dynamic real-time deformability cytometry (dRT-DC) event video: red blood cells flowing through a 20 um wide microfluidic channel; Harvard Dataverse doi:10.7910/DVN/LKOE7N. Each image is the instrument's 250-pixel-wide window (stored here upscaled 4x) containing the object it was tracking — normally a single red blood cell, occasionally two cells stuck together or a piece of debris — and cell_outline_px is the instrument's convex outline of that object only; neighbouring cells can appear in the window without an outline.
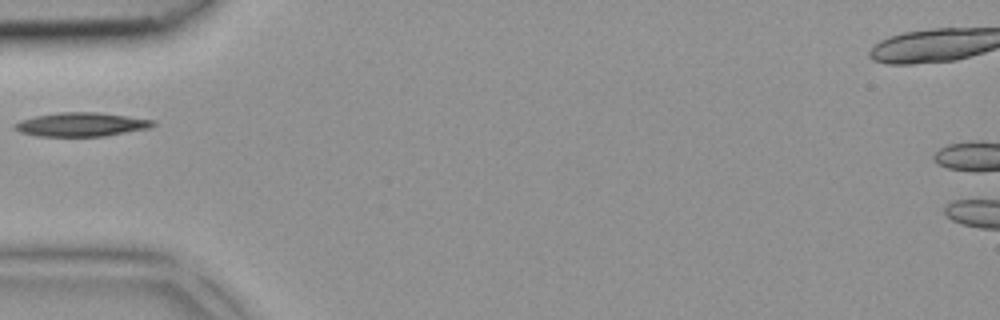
{"species": "common noctule bat (a hibernating species)", "species_latin": "Nyctalus noctula", "temperature_condition": "room temperature", "stored_images_in_passage": 29, "camera_frame_rate_fps": 3000, "um_per_image_px": 0.085, "animal": {"sex": "female", "body_mass_g": 18.4}, "frame": {"image": 1, "passage_image": 1, "time_ms": 0.0, "image_size_px": [1000, 320], "cell_outline_px": [[156, 124], [152, 128], [104, 136], [40, 136], [20, 132], [12, 124], [20, 120], [36, 116], [60, 112], [96, 112], [156, 120]], "centroid_in_image_um": [6.96, 10.58], "position_along_channel_um": 78.0, "area_um2": 19.19}}
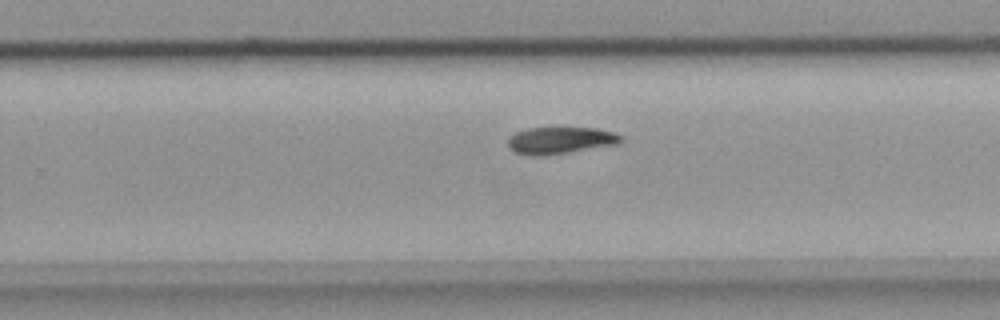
{"frame": {"image": 2, "passage_image": 14, "time_ms": 4.333, "image_size_px": [1000, 320], "cell_outline_px": [[624, 140], [616, 144], [548, 156], [532, 156], [512, 152], [508, 148], [508, 136], [516, 132], [528, 128], [596, 128], [612, 132], [620, 136]], "centroid_in_image_um": [47.55, 11.95], "position_along_channel_um": 282.2, "area_um2": 17.86}}
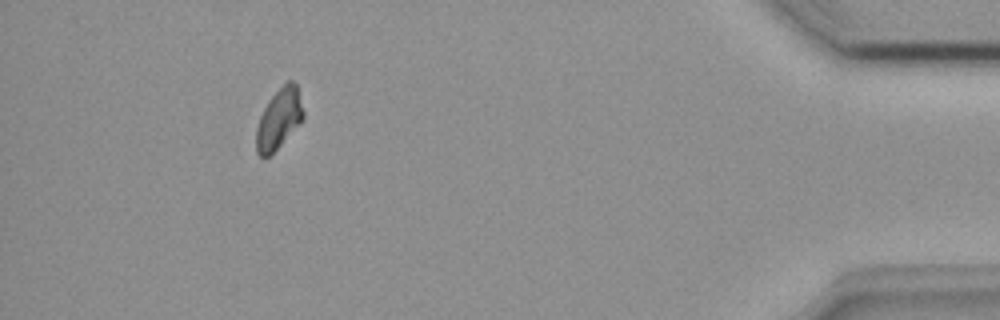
{"frame": {"image": 3, "passage_image": 26, "time_ms": 8.333, "image_size_px": [1000, 320], "cell_outline_px": [[304, 116], [280, 144], [268, 156], [260, 156], [256, 152], [256, 128], [260, 116], [268, 100], [288, 80], [292, 80], [296, 84], [304, 112]], "centroid_in_image_um": [23.68, 10.07], "position_along_channel_um": 411.5, "area_um2": 15.9}}